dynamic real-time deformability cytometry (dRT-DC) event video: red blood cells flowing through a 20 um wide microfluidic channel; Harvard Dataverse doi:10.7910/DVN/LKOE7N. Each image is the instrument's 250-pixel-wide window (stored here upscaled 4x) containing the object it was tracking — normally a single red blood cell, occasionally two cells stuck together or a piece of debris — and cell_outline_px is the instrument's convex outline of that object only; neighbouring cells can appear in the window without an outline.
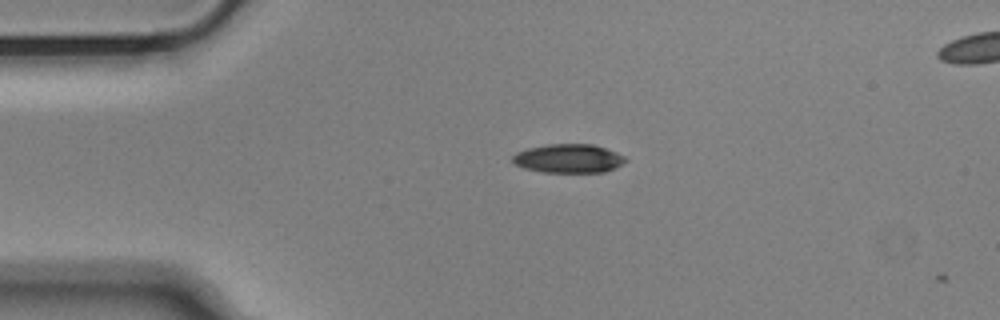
{"species": "Egyptian fruit bat (a non-hibernating species)", "species_latin": "Rousettus aegyptiacus", "temperature_condition": "cold", "stored_images_in_passage": 2, "camera_frame_rate_fps": 3000, "um_per_image_px": 0.085, "animal": {"sex": "male"}, "frame": {"image": 1, "passage_image": 1, "time_ms": 0.0, "image_size_px": [1000, 320], "cell_outline_px": [[628, 160], [616, 168], [604, 172], [544, 172], [524, 168], [516, 164], [512, 160], [512, 156], [516, 152], [528, 148], [548, 144], [592, 144], [616, 152], [624, 156]], "centroid_in_image_um": [48.34, 13.47], "position_along_channel_um": 36.7, "area_um2": 18.9}}